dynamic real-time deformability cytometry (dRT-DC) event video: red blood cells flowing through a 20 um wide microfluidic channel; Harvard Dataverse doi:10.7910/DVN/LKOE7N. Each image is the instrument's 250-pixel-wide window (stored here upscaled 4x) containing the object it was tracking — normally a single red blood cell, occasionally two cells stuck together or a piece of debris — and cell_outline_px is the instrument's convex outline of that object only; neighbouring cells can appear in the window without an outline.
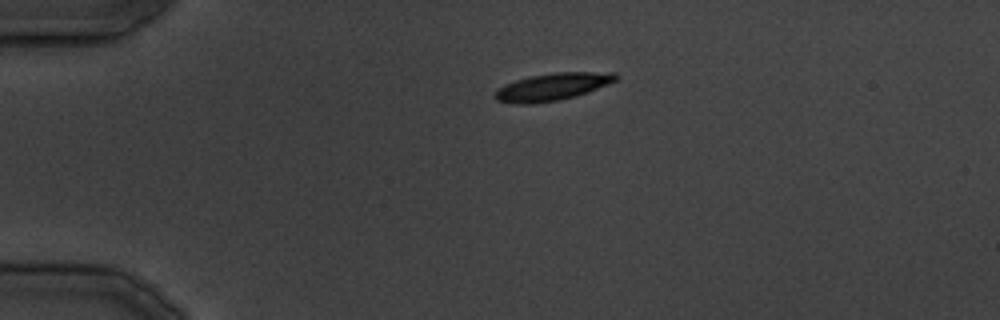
{"species": "common noctule bat (a hibernating species)", "species_latin": "Nyctalus noctula", "temperature_condition": "cold", "stored_images_in_passage": 13, "camera_frame_rate_fps": 3000, "um_per_image_px": 0.085, "animal": {"sex": "male", "body_mass_g": 19.5, "forearm_length_mm": 54.6}, "frame": {"image": 1, "passage_image": 1, "time_ms": 0.0, "image_size_px": [1000, 320], "cell_outline_px": [[616, 80], [576, 96], [560, 100], [532, 104], [512, 104], [496, 100], [492, 96], [496, 88], [504, 84], [528, 76], [552, 72], [616, 72]], "centroid_in_image_um": [46.85, 7.38], "position_along_channel_um": 38.2, "area_um2": 19.42}}
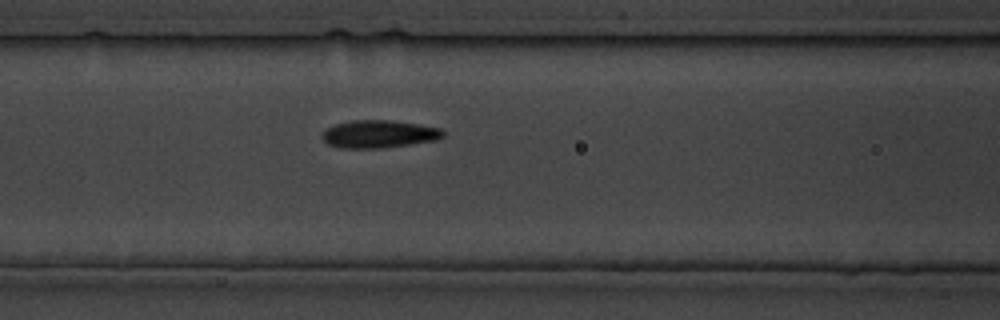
{"frame": {"image": 2, "passage_image": 8, "time_ms": 9.0, "image_size_px": [1000, 320], "cell_outline_px": [[444, 136], [436, 140], [380, 148], [340, 148], [328, 144], [320, 136], [328, 128], [336, 124], [352, 120], [392, 120], [440, 128], [444, 132]], "centroid_in_image_um": [32.19, 11.39], "position_along_channel_um": 134.4, "area_um2": 19.31}}
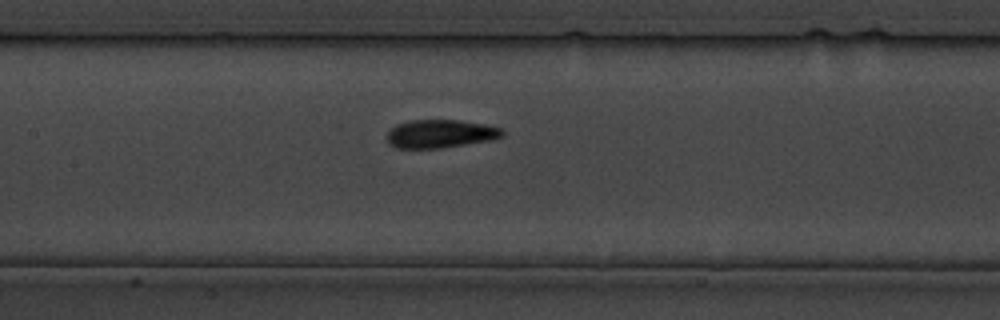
{"frame": {"image": 3, "passage_image": 10, "time_ms": 11.333, "image_size_px": [1000, 320], "cell_outline_px": [[504, 136], [488, 140], [444, 148], [396, 148], [388, 144], [388, 132], [396, 124], [412, 120], [460, 120], [484, 124], [500, 128], [504, 132]], "centroid_in_image_um": [37.41, 11.37], "position_along_channel_um": 170.0, "area_um2": 18.9}}